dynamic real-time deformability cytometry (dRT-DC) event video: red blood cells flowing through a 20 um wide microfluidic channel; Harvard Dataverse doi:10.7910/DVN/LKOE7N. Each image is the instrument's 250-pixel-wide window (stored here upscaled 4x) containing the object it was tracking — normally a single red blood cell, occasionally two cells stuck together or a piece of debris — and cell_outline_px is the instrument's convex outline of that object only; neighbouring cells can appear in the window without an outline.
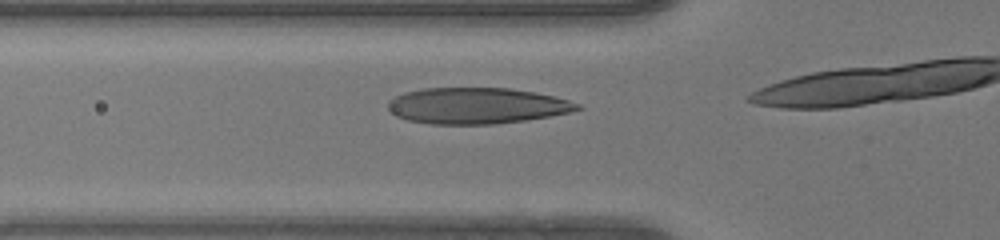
{"species": "human", "species_latin": "Homo sapiens", "temperature_condition": "warm", "stored_images_in_passage": 11, "camera_frame_rate_fps": 3000, "um_per_image_px": 0.085, "donor": {"sex": "female"}, "frame": {"image": 1, "passage_image": 7, "time_ms": 2.0, "image_size_px": [1000, 240], "cell_outline_px": [[584, 108], [572, 112], [524, 120], [496, 124], [432, 124], [408, 120], [396, 116], [388, 108], [388, 100], [404, 92], [424, 88], [508, 88], [536, 92], [568, 100], [580, 104]], "centroid_in_image_um": [40.53, 8.98], "position_along_channel_um": 85.3, "area_um2": 39.82}}
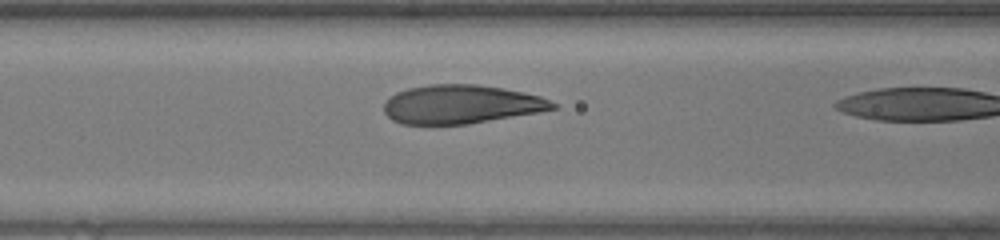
{"frame": {"image": 2, "passage_image": 10, "time_ms": 3.0, "image_size_px": [1000, 240], "cell_outline_px": [[556, 108], [540, 112], [468, 124], [400, 124], [392, 120], [384, 112], [384, 104], [396, 92], [408, 88], [428, 84], [476, 84], [524, 92], [540, 96], [556, 104]], "centroid_in_image_um": [39.18, 8.87], "position_along_channel_um": 127.4, "area_um2": 37.97}}